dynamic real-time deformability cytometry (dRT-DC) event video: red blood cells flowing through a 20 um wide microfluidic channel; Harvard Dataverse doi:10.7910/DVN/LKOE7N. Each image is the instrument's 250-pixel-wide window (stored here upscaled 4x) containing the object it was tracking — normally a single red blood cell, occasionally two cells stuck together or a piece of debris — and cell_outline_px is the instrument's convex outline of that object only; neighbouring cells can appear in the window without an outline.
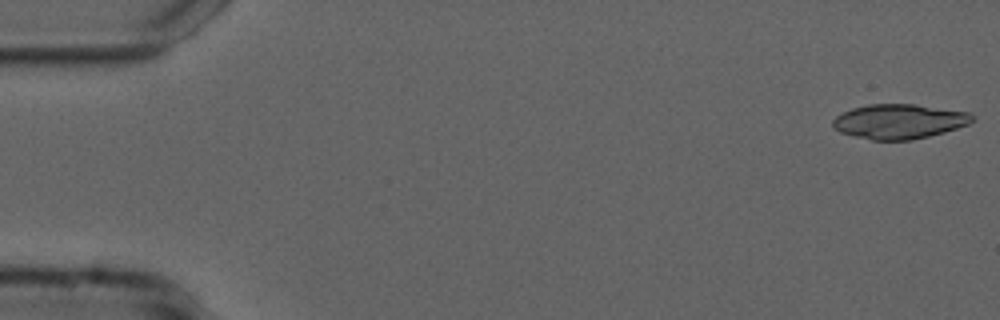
{"species": "common noctule bat (a hibernating species)", "species_latin": "Nyctalus noctula", "temperature_condition": "cold", "stored_images_in_passage": 53, "segment_of_instrument_passage": [1, 2], "camera_frame_rate_fps": 3000, "um_per_image_px": 0.085, "animal": {"sex": "male", "forearm_length_mm": 52.5}, "frame": {"image": 1, "passage_image": 1, "time_ms": 0.0, "image_size_px": [1000, 320], "cell_outline_px": [[972, 120], [968, 124], [944, 132], [912, 140], [872, 140], [840, 132], [832, 128], [832, 120], [836, 116], [852, 108], [868, 104], [912, 104], [968, 112], [972, 116]], "centroid_in_image_um": [76.37, 10.32], "position_along_channel_um": 8.6, "area_um2": 27.92}}